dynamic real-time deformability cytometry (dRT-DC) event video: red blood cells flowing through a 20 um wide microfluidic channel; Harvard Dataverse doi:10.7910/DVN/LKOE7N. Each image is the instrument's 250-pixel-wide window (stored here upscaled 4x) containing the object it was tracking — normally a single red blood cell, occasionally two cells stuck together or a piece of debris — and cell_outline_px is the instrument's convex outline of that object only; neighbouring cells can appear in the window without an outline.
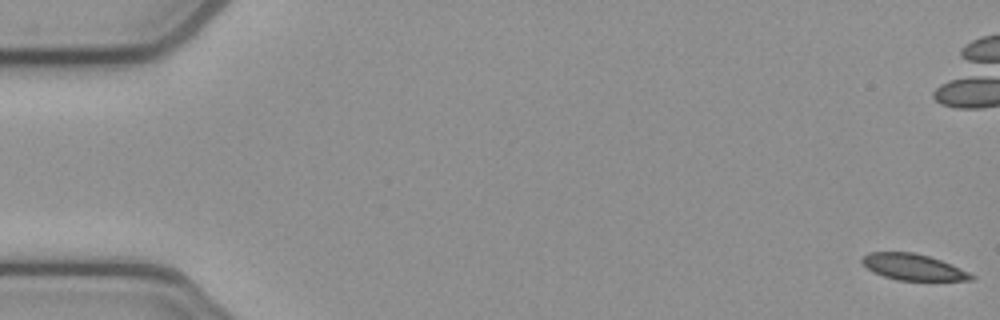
{"species": "common noctule bat (a hibernating species)", "species_latin": "Nyctalus noctula", "temperature_condition": "cold", "stored_images_in_passage": 55, "camera_frame_rate_fps": 3000, "um_per_image_px": 0.085, "animal": {"sex": "female", "body_mass_g": 21.9}, "frame": {"image": 1, "passage_image": 1, "time_ms": 0.0, "image_size_px": [1000, 320], "cell_outline_px": [[976, 280], [896, 280], [872, 272], [860, 260], [868, 252], [912, 252], [928, 256], [940, 260], [960, 268], [976, 276]], "centroid_in_image_um": [77.62, 22.7], "position_along_channel_um": 7.4, "area_um2": 16.53}, "authors_computed_cell_mechanics": {"area_um2": 17.918, "velocity_mm_per_s": 3.8402, "shape_relaxation_time_tau1_ms": 4.6148, "shape_relaxation_time_tau2_ms": 2.9009, "deformation_change_tau1": 0.1078, "deformation_change_tau2": 0.0714}}